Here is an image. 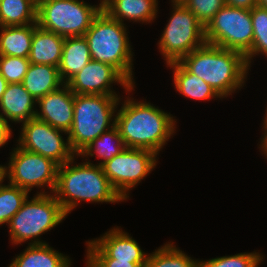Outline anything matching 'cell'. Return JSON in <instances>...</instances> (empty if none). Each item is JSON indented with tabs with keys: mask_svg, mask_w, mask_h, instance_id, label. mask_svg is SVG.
<instances>
[{
	"mask_svg": "<svg viewBox=\"0 0 267 267\" xmlns=\"http://www.w3.org/2000/svg\"><path fill=\"white\" fill-rule=\"evenodd\" d=\"M36 23V0L0 1V26H25Z\"/></svg>",
	"mask_w": 267,
	"mask_h": 267,
	"instance_id": "cell-24",
	"label": "cell"
},
{
	"mask_svg": "<svg viewBox=\"0 0 267 267\" xmlns=\"http://www.w3.org/2000/svg\"><path fill=\"white\" fill-rule=\"evenodd\" d=\"M156 157L157 154L148 149L125 147L101 167L113 188L126 200L129 190L156 167Z\"/></svg>",
	"mask_w": 267,
	"mask_h": 267,
	"instance_id": "cell-11",
	"label": "cell"
},
{
	"mask_svg": "<svg viewBox=\"0 0 267 267\" xmlns=\"http://www.w3.org/2000/svg\"><path fill=\"white\" fill-rule=\"evenodd\" d=\"M183 4L206 26L225 5V0H185Z\"/></svg>",
	"mask_w": 267,
	"mask_h": 267,
	"instance_id": "cell-31",
	"label": "cell"
},
{
	"mask_svg": "<svg viewBox=\"0 0 267 267\" xmlns=\"http://www.w3.org/2000/svg\"><path fill=\"white\" fill-rule=\"evenodd\" d=\"M8 82L4 79V77L0 74V100L2 98L3 93L6 90Z\"/></svg>",
	"mask_w": 267,
	"mask_h": 267,
	"instance_id": "cell-36",
	"label": "cell"
},
{
	"mask_svg": "<svg viewBox=\"0 0 267 267\" xmlns=\"http://www.w3.org/2000/svg\"><path fill=\"white\" fill-rule=\"evenodd\" d=\"M157 0H103L102 10L124 24V19L133 22L151 23L157 15Z\"/></svg>",
	"mask_w": 267,
	"mask_h": 267,
	"instance_id": "cell-17",
	"label": "cell"
},
{
	"mask_svg": "<svg viewBox=\"0 0 267 267\" xmlns=\"http://www.w3.org/2000/svg\"><path fill=\"white\" fill-rule=\"evenodd\" d=\"M66 216L53 193L40 190L31 200L27 197L8 222L11 243L17 245L31 239L29 245L46 244L38 237L61 223Z\"/></svg>",
	"mask_w": 267,
	"mask_h": 267,
	"instance_id": "cell-6",
	"label": "cell"
},
{
	"mask_svg": "<svg viewBox=\"0 0 267 267\" xmlns=\"http://www.w3.org/2000/svg\"><path fill=\"white\" fill-rule=\"evenodd\" d=\"M120 99L118 95H74L73 123L66 140L77 157L94 139L115 126Z\"/></svg>",
	"mask_w": 267,
	"mask_h": 267,
	"instance_id": "cell-4",
	"label": "cell"
},
{
	"mask_svg": "<svg viewBox=\"0 0 267 267\" xmlns=\"http://www.w3.org/2000/svg\"><path fill=\"white\" fill-rule=\"evenodd\" d=\"M266 115H265V119L263 120L264 122H263V127H267V108H266V113H265Z\"/></svg>",
	"mask_w": 267,
	"mask_h": 267,
	"instance_id": "cell-38",
	"label": "cell"
},
{
	"mask_svg": "<svg viewBox=\"0 0 267 267\" xmlns=\"http://www.w3.org/2000/svg\"><path fill=\"white\" fill-rule=\"evenodd\" d=\"M63 84L59 76L58 67L32 63H30L22 81L24 88L36 100L57 90Z\"/></svg>",
	"mask_w": 267,
	"mask_h": 267,
	"instance_id": "cell-20",
	"label": "cell"
},
{
	"mask_svg": "<svg viewBox=\"0 0 267 267\" xmlns=\"http://www.w3.org/2000/svg\"><path fill=\"white\" fill-rule=\"evenodd\" d=\"M116 113L115 126L128 148L148 149L159 155L175 132L172 115L146 101L128 97Z\"/></svg>",
	"mask_w": 267,
	"mask_h": 267,
	"instance_id": "cell-1",
	"label": "cell"
},
{
	"mask_svg": "<svg viewBox=\"0 0 267 267\" xmlns=\"http://www.w3.org/2000/svg\"><path fill=\"white\" fill-rule=\"evenodd\" d=\"M115 82L123 86L126 93L134 90V86L116 68L91 59L66 84L74 94L117 95L111 90Z\"/></svg>",
	"mask_w": 267,
	"mask_h": 267,
	"instance_id": "cell-13",
	"label": "cell"
},
{
	"mask_svg": "<svg viewBox=\"0 0 267 267\" xmlns=\"http://www.w3.org/2000/svg\"><path fill=\"white\" fill-rule=\"evenodd\" d=\"M179 63L209 84L221 98L241 89L250 69L242 53L206 42Z\"/></svg>",
	"mask_w": 267,
	"mask_h": 267,
	"instance_id": "cell-2",
	"label": "cell"
},
{
	"mask_svg": "<svg viewBox=\"0 0 267 267\" xmlns=\"http://www.w3.org/2000/svg\"><path fill=\"white\" fill-rule=\"evenodd\" d=\"M173 68V80L176 91L193 100H210L221 97L204 80L195 74L188 72L179 62L167 64Z\"/></svg>",
	"mask_w": 267,
	"mask_h": 267,
	"instance_id": "cell-22",
	"label": "cell"
},
{
	"mask_svg": "<svg viewBox=\"0 0 267 267\" xmlns=\"http://www.w3.org/2000/svg\"><path fill=\"white\" fill-rule=\"evenodd\" d=\"M68 256L51 248L48 243L29 245L9 267H71Z\"/></svg>",
	"mask_w": 267,
	"mask_h": 267,
	"instance_id": "cell-21",
	"label": "cell"
},
{
	"mask_svg": "<svg viewBox=\"0 0 267 267\" xmlns=\"http://www.w3.org/2000/svg\"><path fill=\"white\" fill-rule=\"evenodd\" d=\"M185 0H171V2L183 3Z\"/></svg>",
	"mask_w": 267,
	"mask_h": 267,
	"instance_id": "cell-40",
	"label": "cell"
},
{
	"mask_svg": "<svg viewBox=\"0 0 267 267\" xmlns=\"http://www.w3.org/2000/svg\"><path fill=\"white\" fill-rule=\"evenodd\" d=\"M0 55L28 58L34 24L25 26H0Z\"/></svg>",
	"mask_w": 267,
	"mask_h": 267,
	"instance_id": "cell-23",
	"label": "cell"
},
{
	"mask_svg": "<svg viewBox=\"0 0 267 267\" xmlns=\"http://www.w3.org/2000/svg\"><path fill=\"white\" fill-rule=\"evenodd\" d=\"M144 267H198V260H194L173 242H168L159 247L155 252L148 254Z\"/></svg>",
	"mask_w": 267,
	"mask_h": 267,
	"instance_id": "cell-26",
	"label": "cell"
},
{
	"mask_svg": "<svg viewBox=\"0 0 267 267\" xmlns=\"http://www.w3.org/2000/svg\"><path fill=\"white\" fill-rule=\"evenodd\" d=\"M253 42L251 50L245 55L247 66L250 67L252 57L263 54L267 57V9L255 6L251 9Z\"/></svg>",
	"mask_w": 267,
	"mask_h": 267,
	"instance_id": "cell-28",
	"label": "cell"
},
{
	"mask_svg": "<svg viewBox=\"0 0 267 267\" xmlns=\"http://www.w3.org/2000/svg\"><path fill=\"white\" fill-rule=\"evenodd\" d=\"M21 126V133L17 140V146L20 148L52 159L59 166L75 157L76 154L72 151L69 141L65 142L61 135L68 133L37 118L29 119Z\"/></svg>",
	"mask_w": 267,
	"mask_h": 267,
	"instance_id": "cell-12",
	"label": "cell"
},
{
	"mask_svg": "<svg viewBox=\"0 0 267 267\" xmlns=\"http://www.w3.org/2000/svg\"><path fill=\"white\" fill-rule=\"evenodd\" d=\"M74 158L60 165L53 195L68 215L81 201L116 203L124 201L113 188L102 167L90 161L74 164Z\"/></svg>",
	"mask_w": 267,
	"mask_h": 267,
	"instance_id": "cell-3",
	"label": "cell"
},
{
	"mask_svg": "<svg viewBox=\"0 0 267 267\" xmlns=\"http://www.w3.org/2000/svg\"><path fill=\"white\" fill-rule=\"evenodd\" d=\"M124 25L101 10L84 37L92 60L116 68L134 86L133 52Z\"/></svg>",
	"mask_w": 267,
	"mask_h": 267,
	"instance_id": "cell-5",
	"label": "cell"
},
{
	"mask_svg": "<svg viewBox=\"0 0 267 267\" xmlns=\"http://www.w3.org/2000/svg\"><path fill=\"white\" fill-rule=\"evenodd\" d=\"M205 40L245 56L253 42L251 10L225 4L205 26Z\"/></svg>",
	"mask_w": 267,
	"mask_h": 267,
	"instance_id": "cell-9",
	"label": "cell"
},
{
	"mask_svg": "<svg viewBox=\"0 0 267 267\" xmlns=\"http://www.w3.org/2000/svg\"><path fill=\"white\" fill-rule=\"evenodd\" d=\"M59 165L52 159L27 151L17 146L11 153L7 166H3V178L8 176L10 184L30 192L47 186L54 192Z\"/></svg>",
	"mask_w": 267,
	"mask_h": 267,
	"instance_id": "cell-10",
	"label": "cell"
},
{
	"mask_svg": "<svg viewBox=\"0 0 267 267\" xmlns=\"http://www.w3.org/2000/svg\"><path fill=\"white\" fill-rule=\"evenodd\" d=\"M86 259H118L129 262H147L148 255L127 232L118 227L102 237L87 241Z\"/></svg>",
	"mask_w": 267,
	"mask_h": 267,
	"instance_id": "cell-14",
	"label": "cell"
},
{
	"mask_svg": "<svg viewBox=\"0 0 267 267\" xmlns=\"http://www.w3.org/2000/svg\"><path fill=\"white\" fill-rule=\"evenodd\" d=\"M116 142V143H115ZM125 149L122 137L116 126L102 133L98 138L94 139L91 144L80 153L79 156H94L103 159L98 165L111 160L114 156L118 155Z\"/></svg>",
	"mask_w": 267,
	"mask_h": 267,
	"instance_id": "cell-25",
	"label": "cell"
},
{
	"mask_svg": "<svg viewBox=\"0 0 267 267\" xmlns=\"http://www.w3.org/2000/svg\"><path fill=\"white\" fill-rule=\"evenodd\" d=\"M4 180L0 181V225L8 224L29 197V192L25 189L10 183L3 185Z\"/></svg>",
	"mask_w": 267,
	"mask_h": 267,
	"instance_id": "cell-27",
	"label": "cell"
},
{
	"mask_svg": "<svg viewBox=\"0 0 267 267\" xmlns=\"http://www.w3.org/2000/svg\"><path fill=\"white\" fill-rule=\"evenodd\" d=\"M3 179V165H0V181Z\"/></svg>",
	"mask_w": 267,
	"mask_h": 267,
	"instance_id": "cell-39",
	"label": "cell"
},
{
	"mask_svg": "<svg viewBox=\"0 0 267 267\" xmlns=\"http://www.w3.org/2000/svg\"><path fill=\"white\" fill-rule=\"evenodd\" d=\"M172 15L158 43L166 64L179 62L205 40V26L183 4L172 2Z\"/></svg>",
	"mask_w": 267,
	"mask_h": 267,
	"instance_id": "cell-8",
	"label": "cell"
},
{
	"mask_svg": "<svg viewBox=\"0 0 267 267\" xmlns=\"http://www.w3.org/2000/svg\"><path fill=\"white\" fill-rule=\"evenodd\" d=\"M35 102L37 100L24 88L22 83L8 84L0 100V116L12 123H24L35 118L37 111L34 108V104H37Z\"/></svg>",
	"mask_w": 267,
	"mask_h": 267,
	"instance_id": "cell-16",
	"label": "cell"
},
{
	"mask_svg": "<svg viewBox=\"0 0 267 267\" xmlns=\"http://www.w3.org/2000/svg\"><path fill=\"white\" fill-rule=\"evenodd\" d=\"M257 6L267 9V0H257Z\"/></svg>",
	"mask_w": 267,
	"mask_h": 267,
	"instance_id": "cell-37",
	"label": "cell"
},
{
	"mask_svg": "<svg viewBox=\"0 0 267 267\" xmlns=\"http://www.w3.org/2000/svg\"><path fill=\"white\" fill-rule=\"evenodd\" d=\"M9 122L0 116V147L8 143V139L12 136V130Z\"/></svg>",
	"mask_w": 267,
	"mask_h": 267,
	"instance_id": "cell-33",
	"label": "cell"
},
{
	"mask_svg": "<svg viewBox=\"0 0 267 267\" xmlns=\"http://www.w3.org/2000/svg\"><path fill=\"white\" fill-rule=\"evenodd\" d=\"M263 255L259 252L238 253L231 256L212 258L198 261V267H259Z\"/></svg>",
	"mask_w": 267,
	"mask_h": 267,
	"instance_id": "cell-29",
	"label": "cell"
},
{
	"mask_svg": "<svg viewBox=\"0 0 267 267\" xmlns=\"http://www.w3.org/2000/svg\"><path fill=\"white\" fill-rule=\"evenodd\" d=\"M146 262H129L118 259H87V267H144Z\"/></svg>",
	"mask_w": 267,
	"mask_h": 267,
	"instance_id": "cell-32",
	"label": "cell"
},
{
	"mask_svg": "<svg viewBox=\"0 0 267 267\" xmlns=\"http://www.w3.org/2000/svg\"><path fill=\"white\" fill-rule=\"evenodd\" d=\"M225 4L231 7L251 10L257 6V0H225Z\"/></svg>",
	"mask_w": 267,
	"mask_h": 267,
	"instance_id": "cell-34",
	"label": "cell"
},
{
	"mask_svg": "<svg viewBox=\"0 0 267 267\" xmlns=\"http://www.w3.org/2000/svg\"><path fill=\"white\" fill-rule=\"evenodd\" d=\"M29 65L28 58L0 55V74L8 84L22 83Z\"/></svg>",
	"mask_w": 267,
	"mask_h": 267,
	"instance_id": "cell-30",
	"label": "cell"
},
{
	"mask_svg": "<svg viewBox=\"0 0 267 267\" xmlns=\"http://www.w3.org/2000/svg\"><path fill=\"white\" fill-rule=\"evenodd\" d=\"M264 129V134L262 135L263 138L261 139V144L259 145L260 149L262 148L263 153L267 157V127H263Z\"/></svg>",
	"mask_w": 267,
	"mask_h": 267,
	"instance_id": "cell-35",
	"label": "cell"
},
{
	"mask_svg": "<svg viewBox=\"0 0 267 267\" xmlns=\"http://www.w3.org/2000/svg\"><path fill=\"white\" fill-rule=\"evenodd\" d=\"M91 60L89 46L84 36L66 37L63 43L59 76L66 84Z\"/></svg>",
	"mask_w": 267,
	"mask_h": 267,
	"instance_id": "cell-19",
	"label": "cell"
},
{
	"mask_svg": "<svg viewBox=\"0 0 267 267\" xmlns=\"http://www.w3.org/2000/svg\"><path fill=\"white\" fill-rule=\"evenodd\" d=\"M99 5L85 3L83 0H38L37 25L60 36H84L95 17L102 10Z\"/></svg>",
	"mask_w": 267,
	"mask_h": 267,
	"instance_id": "cell-7",
	"label": "cell"
},
{
	"mask_svg": "<svg viewBox=\"0 0 267 267\" xmlns=\"http://www.w3.org/2000/svg\"><path fill=\"white\" fill-rule=\"evenodd\" d=\"M74 95L67 84L46 94L36 102L40 111H36L35 118L68 133L73 123Z\"/></svg>",
	"mask_w": 267,
	"mask_h": 267,
	"instance_id": "cell-15",
	"label": "cell"
},
{
	"mask_svg": "<svg viewBox=\"0 0 267 267\" xmlns=\"http://www.w3.org/2000/svg\"><path fill=\"white\" fill-rule=\"evenodd\" d=\"M65 38L34 24L32 45L28 60L32 64H44L58 67L61 61Z\"/></svg>",
	"mask_w": 267,
	"mask_h": 267,
	"instance_id": "cell-18",
	"label": "cell"
}]
</instances>
